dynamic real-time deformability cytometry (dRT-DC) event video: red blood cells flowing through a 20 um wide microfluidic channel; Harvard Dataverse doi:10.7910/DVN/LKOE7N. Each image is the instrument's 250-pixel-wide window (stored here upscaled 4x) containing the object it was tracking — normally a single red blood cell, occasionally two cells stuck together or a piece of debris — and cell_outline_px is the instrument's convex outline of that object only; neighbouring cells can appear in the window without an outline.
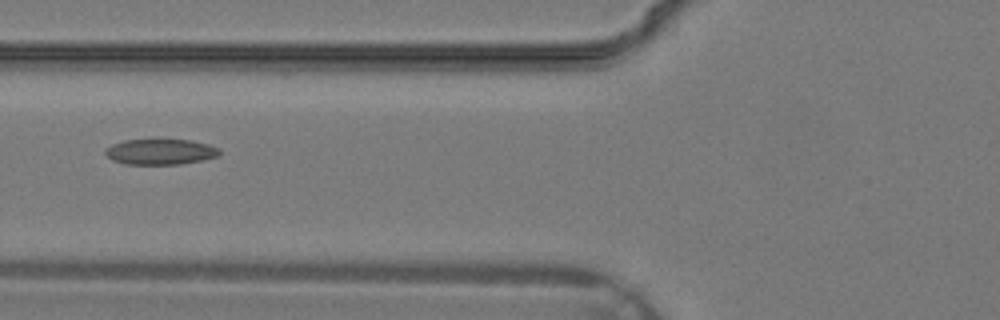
{"species": "common noctule bat (a hibernating species)", "species_latin": "Nyctalus noctula", "temperature_condition": "warm", "stored_images_in_passage": 24, "camera_frame_rate_fps": 3000, "um_per_image_px": 0.085, "animal": {"sex": "male", "body_mass_g": 19.2, "forearm_length_mm": 51.8}, "frame": {"image": 1, "passage_image": 3, "time_ms": 0.667, "image_size_px": [1000, 320], "cell_outline_px": [[220, 156], [180, 164], [124, 164], [112, 160], [104, 152], [104, 148], [112, 144], [124, 140], [152, 136], [160, 136], [192, 140], [208, 144], [220, 148]], "centroid_in_image_um": [13.61, 12.83], "position_along_channel_um": 112.2, "area_um2": 18.15}}
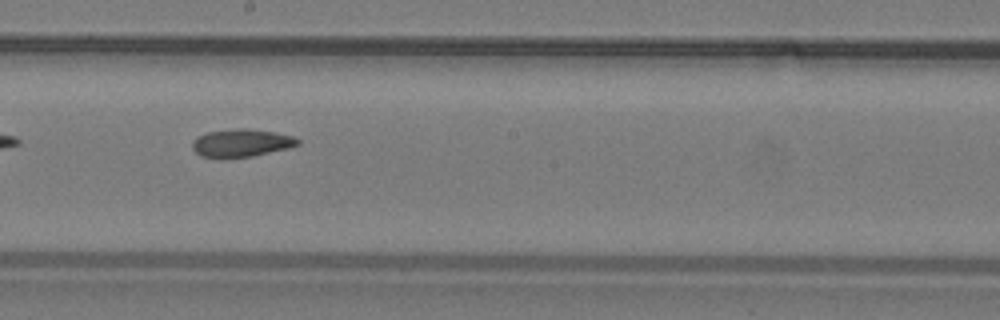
{"frame": {"image": 2, "passage_image": 9, "time_ms": 2.667, "image_size_px": [1000, 320], "cell_outline_px": [[300, 144], [288, 148], [252, 156], [224, 160], [200, 156], [192, 148], [192, 140], [196, 136], [208, 132], [240, 128], [248, 128], [272, 132], [292, 136], [300, 140]], "centroid_in_image_um": [20.45, 12.18], "position_along_channel_um": 227.7, "area_um2": 17.4}}
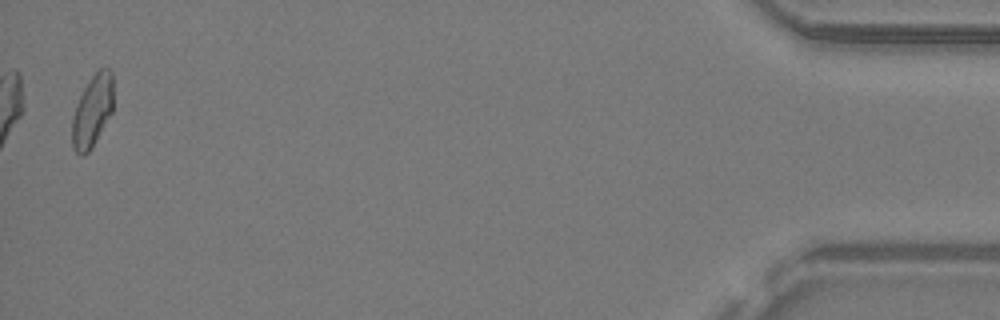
{"frame": {"image": 3, "passage_image": 24, "time_ms": 7.667, "image_size_px": [1000, 320], "cell_outline_px": [[112, 112], [92, 148], [84, 156], [80, 156], [72, 148], [72, 116], [76, 104], [88, 80], [100, 68], [108, 68], [112, 72]], "centroid_in_image_um": [7.83, 9.46], "position_along_channel_um": 427.4, "area_um2": 17.34}}